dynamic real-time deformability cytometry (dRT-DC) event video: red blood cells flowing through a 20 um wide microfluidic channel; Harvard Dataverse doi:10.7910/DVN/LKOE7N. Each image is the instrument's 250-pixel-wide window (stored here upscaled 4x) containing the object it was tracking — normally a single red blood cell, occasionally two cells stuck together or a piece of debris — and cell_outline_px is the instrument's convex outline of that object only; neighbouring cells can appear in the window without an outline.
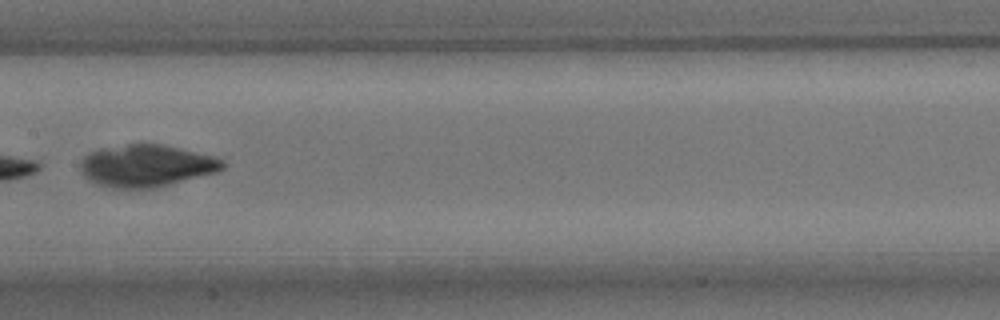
{"species": "common noctule bat (a hibernating species)", "species_latin": "Nyctalus noctula", "temperature_condition": "room temperature", "stored_images_in_passage": 10, "camera_frame_rate_fps": 3000, "um_per_image_px": 0.085, "animal": {"sex": "male", "body_mass_g": 15.6}, "frame": {"image": 1, "passage_image": 7, "time_ms": 7.0, "image_size_px": [1000, 320], "cell_outline_px": [[224, 168], [216, 172], [156, 188], [112, 188], [96, 184], [88, 180], [84, 176], [80, 168], [80, 164], [84, 156], [100, 148], [128, 144], [164, 144], [212, 156], [224, 160]], "centroid_in_image_um": [12.42, 14.09], "position_along_channel_um": 195.0, "area_um2": 34.85}}